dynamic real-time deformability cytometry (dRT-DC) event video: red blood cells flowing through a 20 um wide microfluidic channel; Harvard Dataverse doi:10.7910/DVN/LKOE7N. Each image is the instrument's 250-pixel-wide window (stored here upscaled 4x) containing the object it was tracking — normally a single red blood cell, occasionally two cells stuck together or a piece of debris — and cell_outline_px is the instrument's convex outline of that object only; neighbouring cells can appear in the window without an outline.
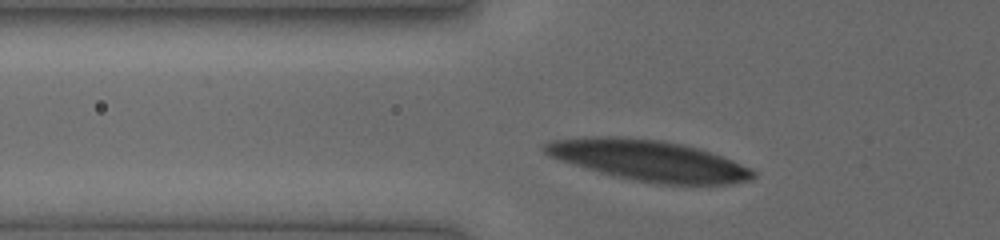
{"species": "human", "species_latin": "Homo sapiens", "temperature_condition": "cold", "stored_images_in_passage": 30, "camera_frame_rate_fps": 3000, "um_per_image_px": 0.085, "donor": {"sex": "female"}, "frame": {"image": 1, "passage_image": 5, "time_ms": 1.333, "image_size_px": [1000, 240], "cell_outline_px": [[756, 176], [752, 180], [732, 184], [664, 184], [636, 180], [616, 176], [600, 172], [560, 160], [548, 156], [544, 152], [544, 144], [552, 140], [584, 136], [612, 136], [660, 140], [680, 144], [696, 148], [732, 160], [752, 168], [756, 172]], "centroid_in_image_um": [55.15, 13.64], "position_along_channel_um": 70.7, "area_um2": 49.07}}
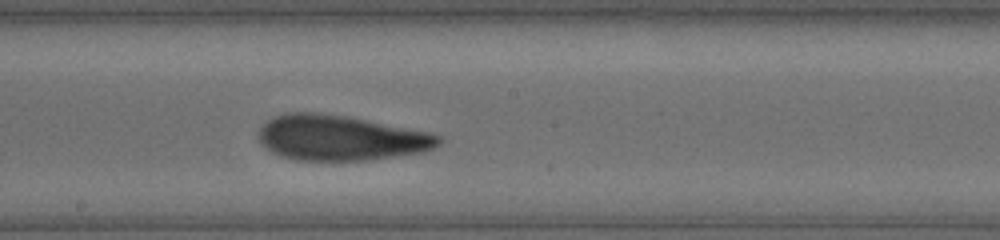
{"frame": {"image": 2, "passage_image": 16, "time_ms": 5.0, "image_size_px": [1000, 240], "cell_outline_px": [[440, 144], [424, 152], [368, 160], [296, 160], [280, 156], [272, 152], [260, 144], [256, 136], [256, 132], [264, 120], [272, 116], [288, 112], [312, 112], [344, 116], [424, 132], [440, 136]], "centroid_in_image_um": [28.8, 11.72], "position_along_channel_um": 219.4, "area_um2": 47.28}}
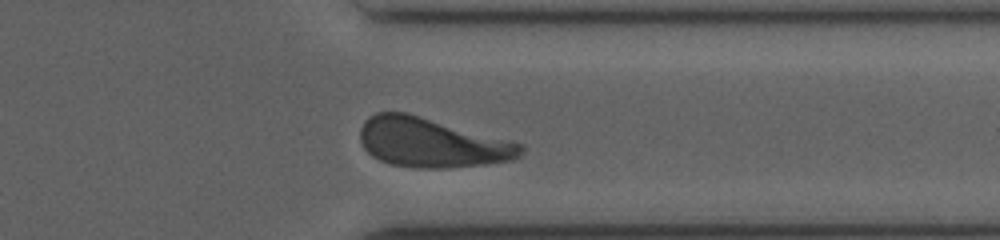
{"frame": {"image": 3, "passage_image": 27, "time_ms": 8.667, "image_size_px": [1000, 240], "cell_outline_px": [[524, 152], [520, 156], [512, 160], [488, 164], [448, 168], [416, 168], [388, 164], [372, 156], [364, 148], [360, 140], [360, 128], [364, 120], [368, 116], [376, 112], [408, 112], [524, 144]], "centroid_in_image_um": [36.69, 12.12], "position_along_channel_um": 374.7, "area_um2": 46.76}}